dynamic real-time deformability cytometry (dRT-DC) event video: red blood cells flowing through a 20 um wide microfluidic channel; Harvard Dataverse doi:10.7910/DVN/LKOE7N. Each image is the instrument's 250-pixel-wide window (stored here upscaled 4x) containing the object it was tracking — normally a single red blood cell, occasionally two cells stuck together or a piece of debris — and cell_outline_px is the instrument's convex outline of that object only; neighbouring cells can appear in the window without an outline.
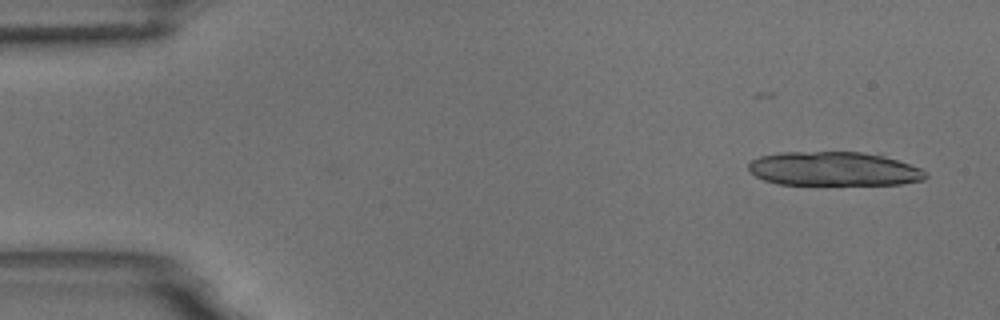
{"species": "common noctule bat (a hibernating species)", "species_latin": "Nyctalus noctula", "temperature_condition": "room temperature", "stored_images_in_passage": 21, "camera_frame_rate_fps": 3000, "um_per_image_px": 0.085, "animal": {"sex": "male", "body_mass_g": 18.8}, "frame": {"image": 1, "passage_image": 3, "time_ms": 0.667, "image_size_px": [1000, 320], "cell_outline_px": [[928, 176], [924, 180], [900, 184], [776, 184], [764, 180], [748, 172], [748, 164], [752, 160], [760, 156], [780, 152], [860, 152], [884, 156], [920, 168]], "centroid_in_image_um": [70.82, 14.35], "position_along_channel_um": 14.2, "area_um2": 34.97}}
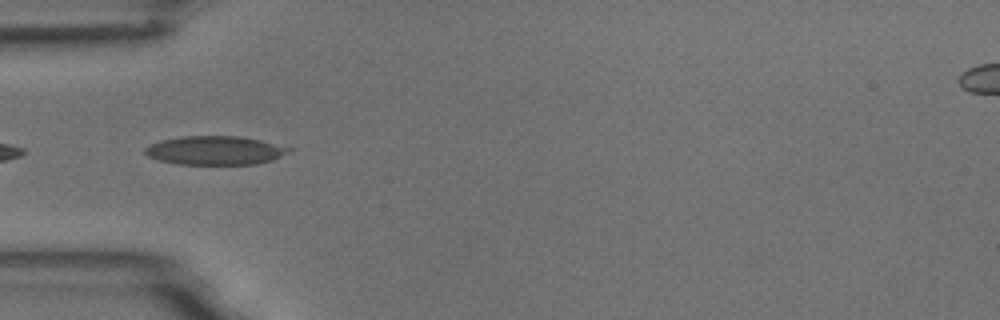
{"frame": {"image": 2, "passage_image": 17, "time_ms": 5.333, "image_size_px": [1000, 320], "cell_outline_px": [[292, 152], [272, 160], [256, 164], [176, 164], [160, 160], [148, 156], [144, 152], [144, 148], [152, 144], [164, 140], [184, 136], [240, 136], [260, 140], [292, 148]], "centroid_in_image_um": [18.33, 12.79], "position_along_channel_um": 66.7, "area_um2": 23.99}}